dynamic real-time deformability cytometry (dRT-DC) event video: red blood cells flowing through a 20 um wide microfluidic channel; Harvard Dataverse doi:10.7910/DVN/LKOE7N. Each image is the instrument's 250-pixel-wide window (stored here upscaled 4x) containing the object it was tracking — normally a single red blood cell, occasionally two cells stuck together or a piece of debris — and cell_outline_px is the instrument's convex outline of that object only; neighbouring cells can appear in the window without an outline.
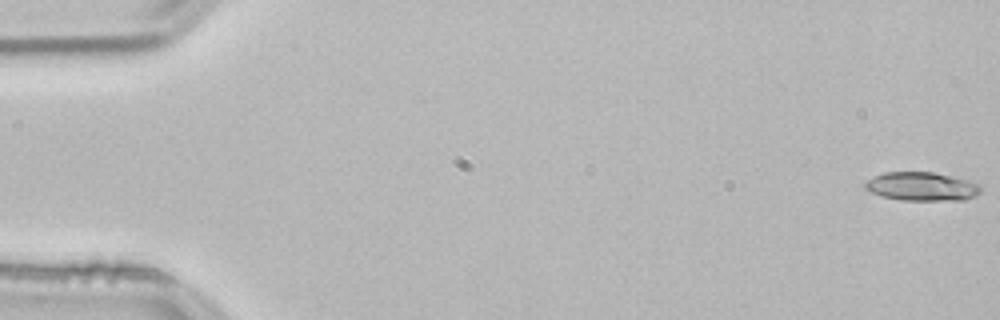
{"species": "common noctule bat (a hibernating species)", "species_latin": "Nyctalus noctula", "temperature_condition": "room temperature", "stored_images_in_passage": 50, "camera_frame_rate_fps": 3000, "um_per_image_px": 0.085, "animal": {"sex": "male", "body_mass_g": 21.5, "forearm_length_mm": 52.0}, "frame": {"image": 1, "passage_image": 1, "time_ms": 0.0, "image_size_px": [1000, 320], "cell_outline_px": [[984, 188], [976, 196], [964, 200], [900, 200], [884, 196], [872, 192], [864, 188], [864, 184], [872, 176], [884, 172], [932, 172], [968, 180]], "centroid_in_image_um": [78.36, 15.85], "position_along_channel_um": 6.6, "area_um2": 19.25}}
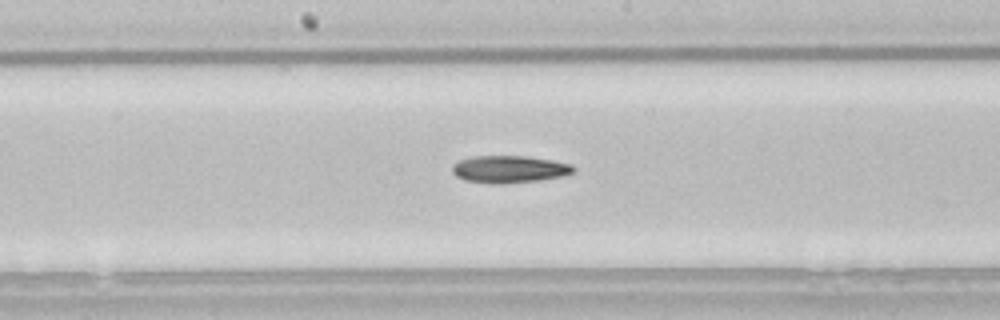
{"frame": {"image": 2, "passage_image": 28, "time_ms": 9.0, "image_size_px": [1000, 320], "cell_outline_px": [[576, 168], [572, 172], [560, 176], [536, 180], [464, 180], [456, 176], [452, 172], [452, 164], [460, 160], [472, 156], [528, 156], [552, 160], [572, 164]], "centroid_in_image_um": [43.3, 14.3], "position_along_channel_um": 204.9, "area_um2": 18.03}}
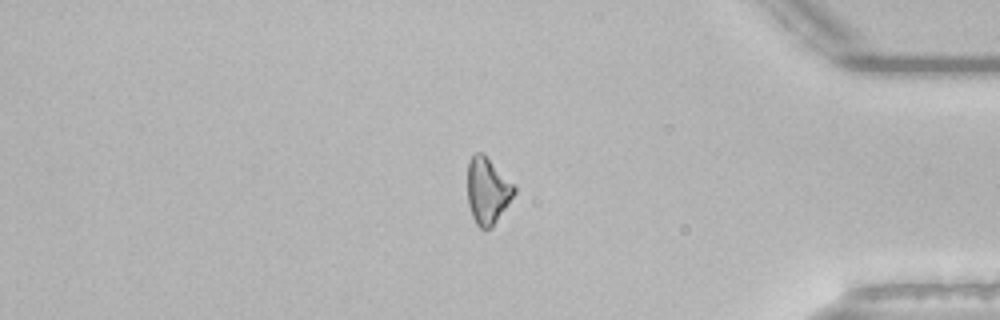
{"frame": {"image": 3, "passage_image": 45, "time_ms": 14.667, "image_size_px": [1000, 320], "cell_outline_px": [[516, 192], [496, 220], [488, 228], [480, 228], [476, 224], [472, 216], [468, 204], [468, 160], [476, 152], [484, 152], [516, 188]], "centroid_in_image_um": [41.41, 16.16], "position_along_channel_um": 393.8, "area_um2": 17.74}, "authors_computed_cell_mechanics": {"area_um2": 18.6694, "velocity_mm_per_s": 3.844, "shape_relaxation_time_tau1_ms": 8.6271, "shape_relaxation_time_tau2_ms": null, "deformation_change_tau1": 0.1644, "deformation_change_tau2": null}}